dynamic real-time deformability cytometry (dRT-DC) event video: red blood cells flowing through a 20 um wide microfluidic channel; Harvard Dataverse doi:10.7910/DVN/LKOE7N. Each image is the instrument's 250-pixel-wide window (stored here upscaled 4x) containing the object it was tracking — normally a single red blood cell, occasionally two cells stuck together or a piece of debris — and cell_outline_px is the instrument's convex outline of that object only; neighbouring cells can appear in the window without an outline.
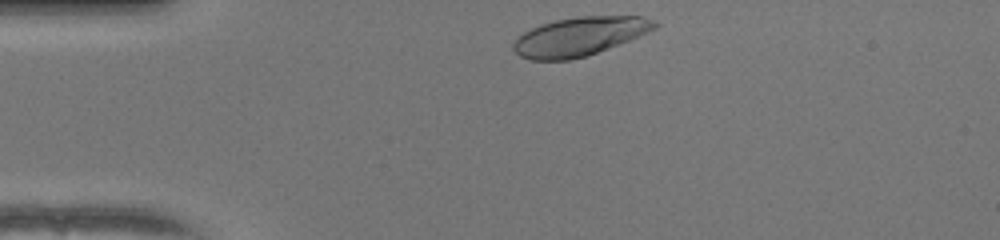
{"species": "human", "species_latin": "Homo sapiens", "temperature_condition": "warm", "stored_images_in_passage": 31, "camera_frame_rate_fps": 3000, "um_per_image_px": 0.085, "donor": {"sex": "female"}, "frame": {"image": 1, "passage_image": 1, "time_ms": 0.0, "image_size_px": [1000, 240], "cell_outline_px": [[660, 24], [656, 28], [648, 32], [628, 40], [596, 52], [584, 56], [568, 60], [532, 60], [520, 56], [512, 48], [512, 44], [524, 32], [540, 24], [556, 20], [580, 16], [640, 16], [652, 20]], "centroid_in_image_um": [49.24, 3.09], "position_along_channel_um": 35.8, "area_um2": 31.39}}
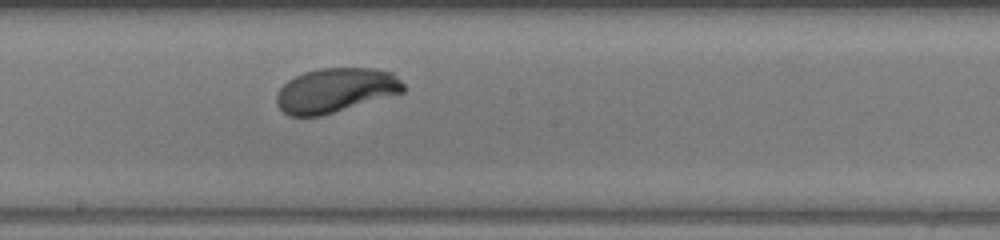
{"frame": {"image": 2, "passage_image": 18, "time_ms": 5.667, "image_size_px": [1000, 240], "cell_outline_px": [[404, 92], [320, 116], [288, 116], [276, 104], [276, 92], [288, 80], [304, 72], [316, 68], [372, 68], [392, 72], [404, 84]], "centroid_in_image_um": [28.49, 7.67], "position_along_channel_um": 219.7, "area_um2": 32.77}}
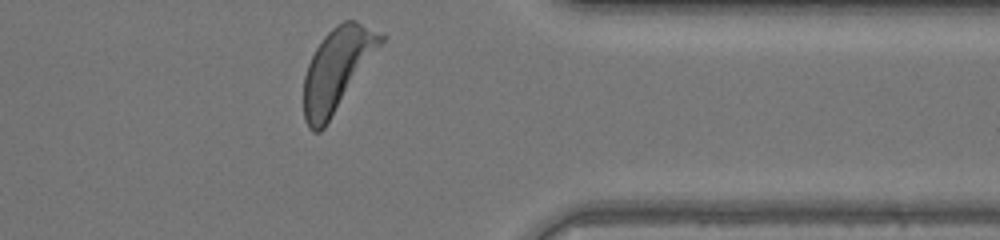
{"frame": {"image": 3, "passage_image": 31, "time_ms": 10.0, "image_size_px": [1000, 240], "cell_outline_px": [[388, 36], [324, 128], [320, 132], [312, 132], [308, 128], [304, 120], [304, 76], [308, 64], [316, 48], [324, 36], [336, 24], [344, 20], [356, 20]], "centroid_in_image_um": [28.66, 5.89], "position_along_channel_um": 382.7, "area_um2": 36.88}, "authors_computed_cell_mechanics": {"area_um2": 33.2928, "velocity_mm_per_s": 4.0238, "shape_relaxation_time_tau1_ms": 2.0847, "shape_relaxation_time_tau2_ms": null, "deformation_change_tau1": 0.1447, "deformation_change_tau2": null}}